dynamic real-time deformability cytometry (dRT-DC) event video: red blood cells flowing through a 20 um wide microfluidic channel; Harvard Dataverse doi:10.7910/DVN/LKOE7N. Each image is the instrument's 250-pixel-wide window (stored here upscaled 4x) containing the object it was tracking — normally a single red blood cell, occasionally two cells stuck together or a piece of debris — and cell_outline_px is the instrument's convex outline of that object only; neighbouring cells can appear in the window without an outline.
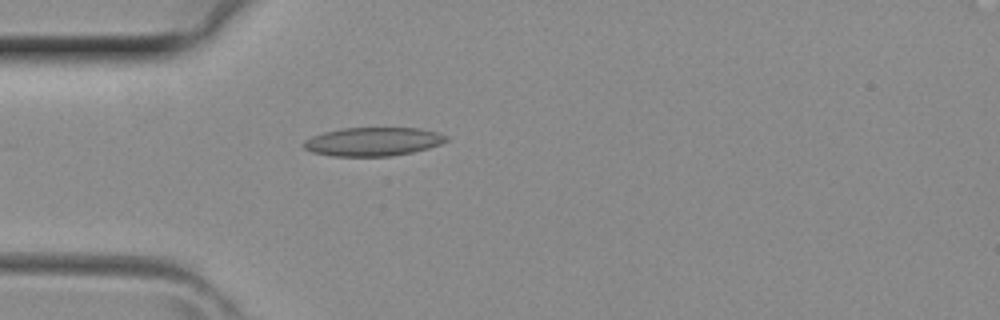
{"species": "common noctule bat (a hibernating species)", "species_latin": "Nyctalus noctula", "temperature_condition": "room temperature", "stored_images_in_passage": 5, "camera_frame_rate_fps": 3000, "um_per_image_px": 0.085, "animal": {"sex": "female", "body_mass_g": 29.2, "forearm_length_mm": 56.3}, "frame": {"image": 1, "passage_image": 5, "time_ms": 1.333, "image_size_px": [1000, 320], "cell_outline_px": [[448, 140], [440, 144], [428, 148], [412, 152], [392, 156], [332, 156], [312, 152], [304, 148], [300, 144], [304, 140], [312, 136], [324, 132], [344, 128], [420, 128], [436, 132], [448, 136]], "centroid_in_image_um": [31.68, 12.04], "position_along_channel_um": 53.3, "area_um2": 23.81}}